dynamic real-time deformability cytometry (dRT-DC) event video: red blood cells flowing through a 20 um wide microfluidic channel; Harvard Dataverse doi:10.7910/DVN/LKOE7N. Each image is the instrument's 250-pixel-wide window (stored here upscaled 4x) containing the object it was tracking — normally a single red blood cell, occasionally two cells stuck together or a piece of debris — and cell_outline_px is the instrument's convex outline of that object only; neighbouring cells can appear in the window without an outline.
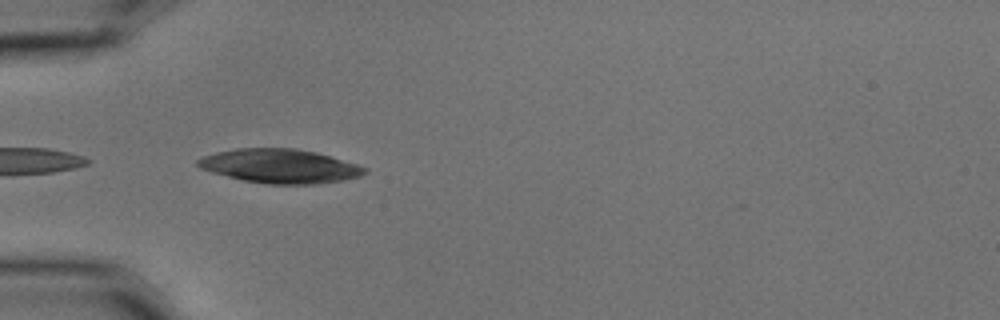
{"species": "common noctule bat (a hibernating species)", "species_latin": "Nyctalus noctula", "temperature_condition": "cold", "stored_images_in_passage": 7, "camera_frame_rate_fps": 3000, "um_per_image_px": 0.085, "animal": {"sex": "male", "body_mass_g": 15.6}, "frame": {"image": 1, "passage_image": 4, "time_ms": 1.0, "image_size_px": [1000, 320], "cell_outline_px": [[368, 172], [360, 176], [344, 180], [316, 184], [264, 184], [244, 180], [212, 172], [200, 168], [196, 164], [196, 160], [204, 156], [216, 152], [236, 148], [296, 148], [316, 152], [356, 164], [368, 168]], "centroid_in_image_um": [23.8, 14.12], "position_along_channel_um": 61.2, "area_um2": 33.06}}
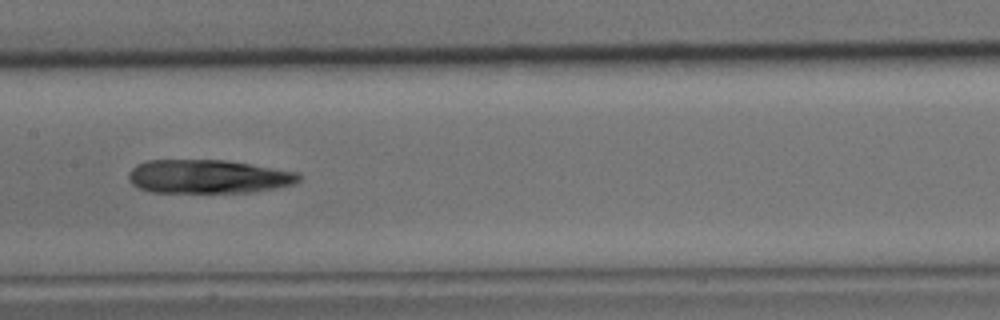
{"frame": {"image": 2, "passage_image": 7, "time_ms": 2.0, "image_size_px": [1000, 320], "cell_outline_px": [[300, 180], [292, 184], [276, 188], [252, 192], [152, 192], [136, 188], [128, 180], [128, 172], [136, 164], [148, 160], [228, 160], [300, 172]], "centroid_in_image_um": [17.68, 15.0], "position_along_channel_um": 189.7, "area_um2": 33.7}}